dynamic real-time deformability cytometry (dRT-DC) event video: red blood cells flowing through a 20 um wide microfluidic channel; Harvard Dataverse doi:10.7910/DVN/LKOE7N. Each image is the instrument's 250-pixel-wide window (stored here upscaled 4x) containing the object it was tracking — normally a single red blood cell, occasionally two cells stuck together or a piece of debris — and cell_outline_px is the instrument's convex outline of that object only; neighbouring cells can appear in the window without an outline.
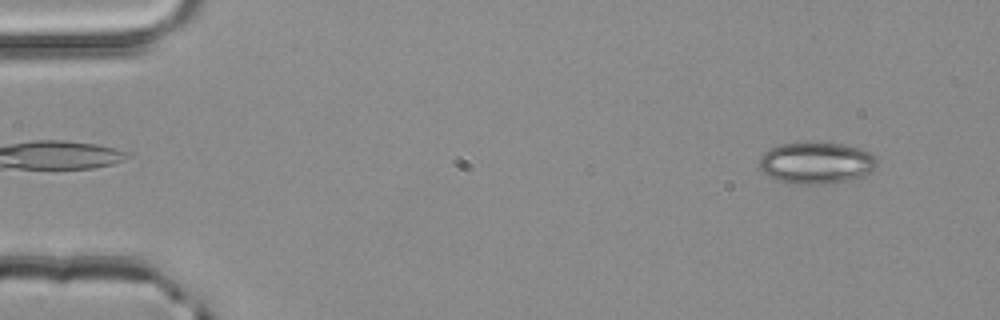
{"species": "common noctule bat (a hibernating species)", "species_latin": "Nyctalus noctula", "temperature_condition": "room temperature", "stored_images_in_passage": 51, "camera_frame_rate_fps": 3000, "um_per_image_px": 0.085, "animal": {"sex": "male", "body_mass_g": 20.4}, "frame": {"image": 1, "passage_image": 4, "time_ms": 1.0, "image_size_px": [1000, 320], "cell_outline_px": [[880, 160], [876, 168], [872, 172], [864, 176], [824, 184], [792, 184], [780, 180], [764, 172], [756, 164], [760, 156], [764, 152], [780, 144], [804, 140], [840, 144], [856, 148], [868, 152], [876, 156]], "centroid_in_image_um": [69.39, 13.82], "position_along_channel_um": 15.6, "area_um2": 29.02}}
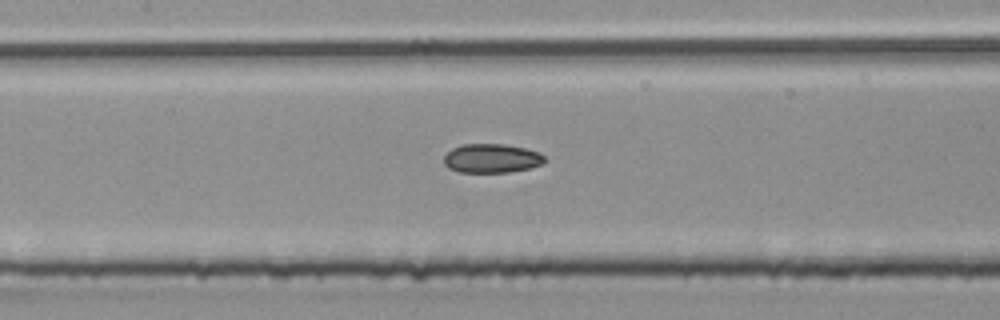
{"frame": {"image": 2, "passage_image": 24, "time_ms": 7.667, "image_size_px": [1000, 320], "cell_outline_px": [[544, 160], [540, 164], [532, 168], [508, 172], [460, 172], [448, 168], [444, 164], [444, 156], [452, 148], [460, 144], [504, 144], [524, 148], [536, 152], [544, 156]], "centroid_in_image_um": [41.74, 13.46], "position_along_channel_um": 165.7, "area_um2": 16.94}}
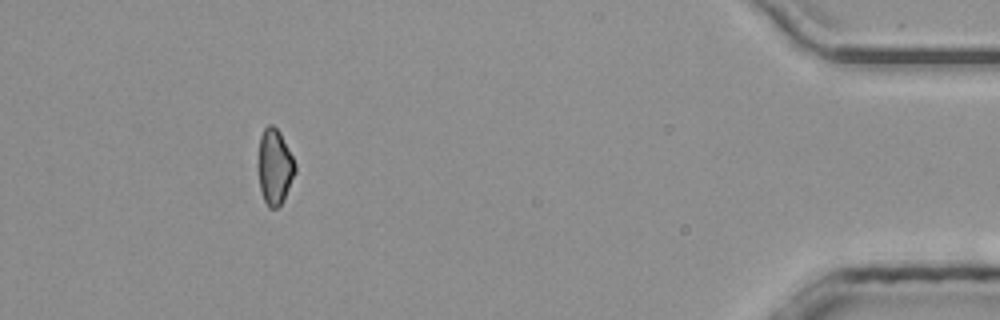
{"frame": {"image": 3, "passage_image": 47, "time_ms": 15.333, "image_size_px": [1000, 320], "cell_outline_px": [[296, 172], [284, 200], [276, 208], [268, 208], [264, 200], [260, 188], [260, 136], [264, 128], [268, 124], [272, 124], [280, 132], [296, 164]], "centroid_in_image_um": [23.38, 14.19], "position_along_channel_um": 411.8, "area_um2": 15.9}, "authors_computed_cell_mechanics": {"area_um2": 17.2822, "velocity_mm_per_s": 4.0486, "shape_relaxation_time_tau1_ms": 7.4649, "shape_relaxation_time_tau2_ms": 3.8701, "deformation_change_tau1": 0.1089, "deformation_change_tau2": 0.0811}}